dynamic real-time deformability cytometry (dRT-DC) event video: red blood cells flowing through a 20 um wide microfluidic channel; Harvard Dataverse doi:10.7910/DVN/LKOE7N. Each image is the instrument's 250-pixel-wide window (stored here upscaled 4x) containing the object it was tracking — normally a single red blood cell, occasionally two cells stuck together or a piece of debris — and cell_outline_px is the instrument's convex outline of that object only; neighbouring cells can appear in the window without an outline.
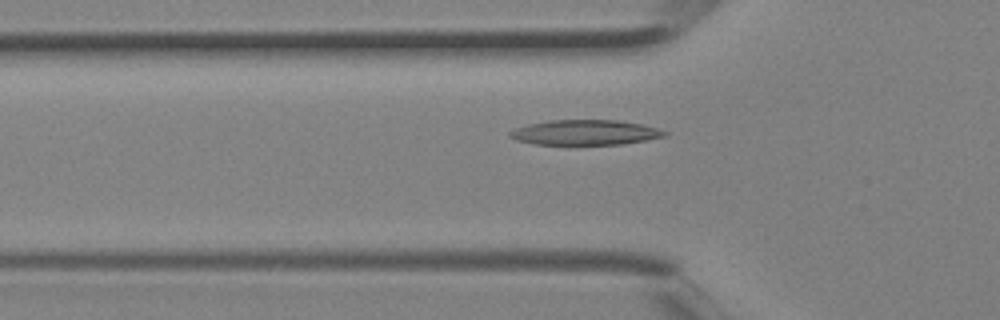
{"species": "Egyptian fruit bat (a non-hibernating species)", "species_latin": "Rousettus aegyptiacus", "temperature_condition": "room temperature", "stored_images_in_passage": 2, "camera_frame_rate_fps": 3000, "um_per_image_px": 0.085, "animal": {"sex": "female"}, "frame": {"image": 1, "passage_image": 2, "time_ms": 0.333, "image_size_px": [1000, 320], "cell_outline_px": [[668, 136], [624, 144], [536, 144], [516, 140], [508, 136], [508, 132], [516, 128], [528, 124], [552, 120], [616, 120], [640, 124], [656, 128], [668, 132]], "centroid_in_image_um": [49.74, 11.26], "position_along_channel_um": 76.1, "area_um2": 22.48}}